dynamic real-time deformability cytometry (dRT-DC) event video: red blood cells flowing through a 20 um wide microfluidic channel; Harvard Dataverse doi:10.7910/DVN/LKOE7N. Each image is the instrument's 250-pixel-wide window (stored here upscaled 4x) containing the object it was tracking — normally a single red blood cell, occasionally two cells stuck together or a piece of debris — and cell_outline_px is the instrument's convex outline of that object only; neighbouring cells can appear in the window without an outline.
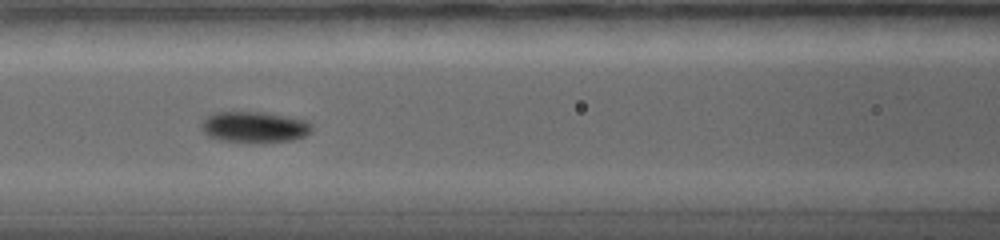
{"species": "common noctule bat (a hibernating species)", "species_latin": "Nyctalus noctula", "temperature_condition": "warm", "stored_images_in_passage": 12, "camera_frame_rate_fps": 5000, "um_per_image_px": 0.085, "animal": {"sex": "female", "body_mass_g": 19.0, "forearm_length_mm": 56.7}, "frame": {"image": 1, "passage_image": 7, "time_ms": 5.6, "image_size_px": [1000, 240], "cell_outline_px": [[312, 128], [304, 136], [292, 140], [248, 144], [220, 140], [208, 136], [204, 132], [200, 124], [204, 116], [212, 112], [264, 112], [288, 116], [308, 120], [312, 124]], "centroid_in_image_um": [21.58, 10.8], "position_along_channel_um": 145.0, "area_um2": 20.52}}
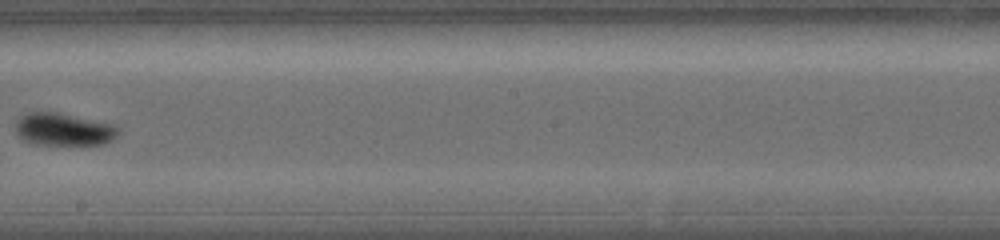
{"frame": {"image": 2, "passage_image": 10, "time_ms": 8.4, "image_size_px": [1000, 240], "cell_outline_px": [[120, 132], [112, 140], [104, 144], [32, 144], [24, 140], [16, 132], [16, 120], [20, 116], [28, 112], [60, 112], [116, 124], [120, 128]], "centroid_in_image_um": [5.45, 10.98], "position_along_channel_um": 242.8, "area_um2": 19.77}}
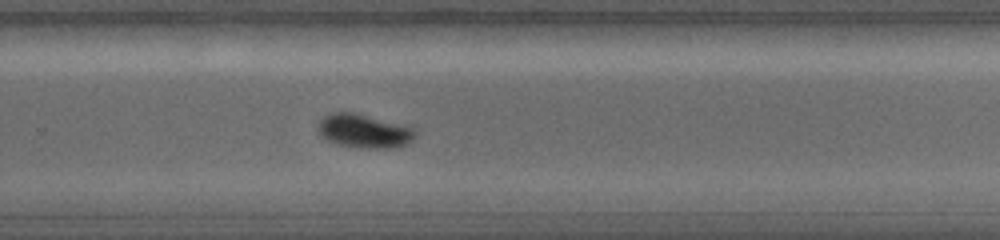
{"frame": {"image": 3, "passage_image": 12, "time_ms": 10.0, "image_size_px": [1000, 240], "cell_outline_px": [[416, 136], [408, 144], [396, 148], [368, 148], [336, 144], [320, 136], [320, 120], [324, 116], [332, 112], [352, 112], [408, 124], [416, 132]], "centroid_in_image_um": [31.02, 11.13], "position_along_channel_um": 298.8, "area_um2": 19.31}}